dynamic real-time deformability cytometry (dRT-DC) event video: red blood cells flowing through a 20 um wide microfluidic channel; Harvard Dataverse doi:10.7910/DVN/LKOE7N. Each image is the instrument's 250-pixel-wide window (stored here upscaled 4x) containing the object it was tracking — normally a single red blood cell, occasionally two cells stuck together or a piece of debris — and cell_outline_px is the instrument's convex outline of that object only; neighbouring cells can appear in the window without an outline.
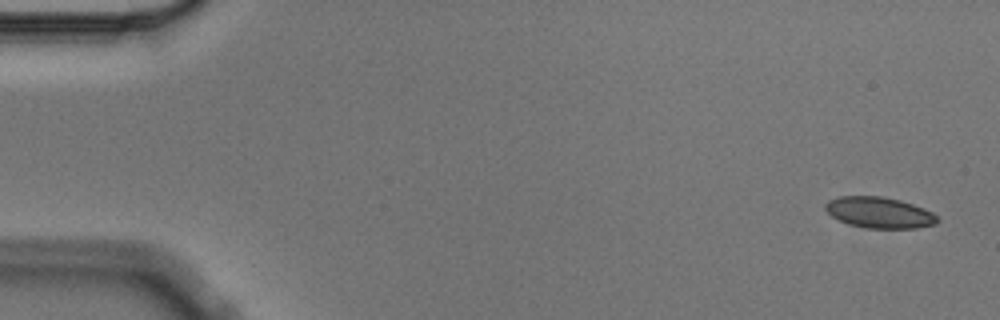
{"species": "Egyptian fruit bat (a non-hibernating species)", "species_latin": "Rousettus aegyptiacus", "temperature_condition": "cold", "stored_images_in_passage": 4, "camera_frame_rate_fps": 3000, "um_per_image_px": 0.085, "animal": {"sex": "male"}, "frame": {"image": 1, "passage_image": 1, "time_ms": 0.0, "image_size_px": [1000, 320], "cell_outline_px": [[940, 220], [936, 224], [916, 228], [864, 228], [848, 224], [832, 216], [824, 208], [824, 204], [828, 200], [840, 196], [884, 196], [900, 200], [924, 208], [932, 212]], "centroid_in_image_um": [74.74, 18.06], "position_along_channel_um": 10.3, "area_um2": 20.35}}
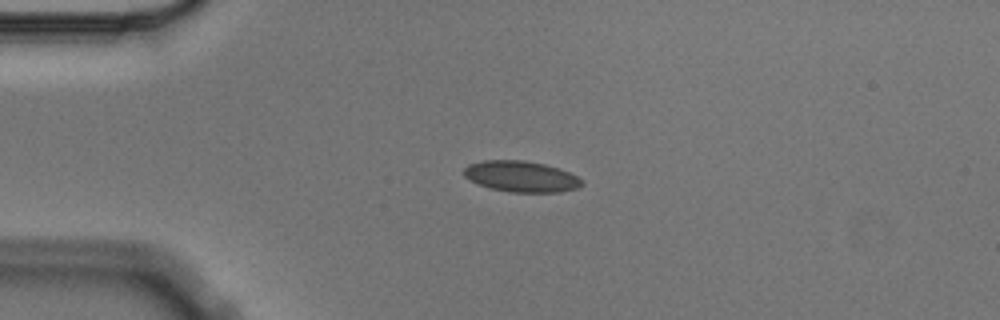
{"frame": {"image": 2, "passage_image": 3, "time_ms": 0.667, "image_size_px": [1000, 320], "cell_outline_px": [[584, 184], [580, 188], [560, 192], [508, 192], [492, 188], [480, 184], [464, 176], [464, 168], [468, 164], [484, 160], [524, 160], [544, 164], [560, 168], [584, 180]], "centroid_in_image_um": [44.35, 15.0], "position_along_channel_um": 40.6, "area_um2": 21.33}}